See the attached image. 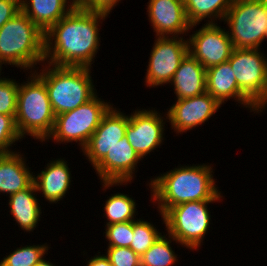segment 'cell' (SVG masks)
Here are the masks:
<instances>
[{"instance_id":"cb8c5ba5","label":"cell","mask_w":267,"mask_h":266,"mask_svg":"<svg viewBox=\"0 0 267 266\" xmlns=\"http://www.w3.org/2000/svg\"><path fill=\"white\" fill-rule=\"evenodd\" d=\"M108 197L103 209L107 219L106 225L137 220V204L133 197L119 192Z\"/></svg>"},{"instance_id":"d4e9b609","label":"cell","mask_w":267,"mask_h":266,"mask_svg":"<svg viewBox=\"0 0 267 266\" xmlns=\"http://www.w3.org/2000/svg\"><path fill=\"white\" fill-rule=\"evenodd\" d=\"M168 235V236H167ZM178 241L169 234L161 235L158 240L140 257L141 266H173L178 261V255L172 249L171 243Z\"/></svg>"},{"instance_id":"5b68a950","label":"cell","mask_w":267,"mask_h":266,"mask_svg":"<svg viewBox=\"0 0 267 266\" xmlns=\"http://www.w3.org/2000/svg\"><path fill=\"white\" fill-rule=\"evenodd\" d=\"M29 73L27 81L19 83L15 124L22 140L27 135L43 143L53 130L55 114L45 83Z\"/></svg>"},{"instance_id":"2e32d148","label":"cell","mask_w":267,"mask_h":266,"mask_svg":"<svg viewBox=\"0 0 267 266\" xmlns=\"http://www.w3.org/2000/svg\"><path fill=\"white\" fill-rule=\"evenodd\" d=\"M147 4V16L155 36L180 37L199 25L188 22L183 0H149Z\"/></svg>"},{"instance_id":"1f68e13d","label":"cell","mask_w":267,"mask_h":266,"mask_svg":"<svg viewBox=\"0 0 267 266\" xmlns=\"http://www.w3.org/2000/svg\"><path fill=\"white\" fill-rule=\"evenodd\" d=\"M121 0H75L76 7L88 10L110 14Z\"/></svg>"},{"instance_id":"ffe728a7","label":"cell","mask_w":267,"mask_h":266,"mask_svg":"<svg viewBox=\"0 0 267 266\" xmlns=\"http://www.w3.org/2000/svg\"><path fill=\"white\" fill-rule=\"evenodd\" d=\"M170 84L177 100L201 95L206 92V69L188 52Z\"/></svg>"},{"instance_id":"d6a6232c","label":"cell","mask_w":267,"mask_h":266,"mask_svg":"<svg viewBox=\"0 0 267 266\" xmlns=\"http://www.w3.org/2000/svg\"><path fill=\"white\" fill-rule=\"evenodd\" d=\"M21 11V0H0V28Z\"/></svg>"},{"instance_id":"603a6c76","label":"cell","mask_w":267,"mask_h":266,"mask_svg":"<svg viewBox=\"0 0 267 266\" xmlns=\"http://www.w3.org/2000/svg\"><path fill=\"white\" fill-rule=\"evenodd\" d=\"M183 2L188 22L193 25L200 24L203 20L207 21V24L217 23V19L222 22L234 0H183Z\"/></svg>"},{"instance_id":"9c48e42d","label":"cell","mask_w":267,"mask_h":266,"mask_svg":"<svg viewBox=\"0 0 267 266\" xmlns=\"http://www.w3.org/2000/svg\"><path fill=\"white\" fill-rule=\"evenodd\" d=\"M266 56L261 49L233 48L228 60L241 93L261 113L267 108Z\"/></svg>"},{"instance_id":"277c9868","label":"cell","mask_w":267,"mask_h":266,"mask_svg":"<svg viewBox=\"0 0 267 266\" xmlns=\"http://www.w3.org/2000/svg\"><path fill=\"white\" fill-rule=\"evenodd\" d=\"M41 66L33 72L45 83L55 116L76 109L97 94L91 68L48 63Z\"/></svg>"},{"instance_id":"d6986e66","label":"cell","mask_w":267,"mask_h":266,"mask_svg":"<svg viewBox=\"0 0 267 266\" xmlns=\"http://www.w3.org/2000/svg\"><path fill=\"white\" fill-rule=\"evenodd\" d=\"M24 157L19 150L0 153V194L9 196L28 188L34 182V173Z\"/></svg>"},{"instance_id":"52a82bcc","label":"cell","mask_w":267,"mask_h":266,"mask_svg":"<svg viewBox=\"0 0 267 266\" xmlns=\"http://www.w3.org/2000/svg\"><path fill=\"white\" fill-rule=\"evenodd\" d=\"M223 22L234 48L260 49L267 32V0H234Z\"/></svg>"},{"instance_id":"4316f807","label":"cell","mask_w":267,"mask_h":266,"mask_svg":"<svg viewBox=\"0 0 267 266\" xmlns=\"http://www.w3.org/2000/svg\"><path fill=\"white\" fill-rule=\"evenodd\" d=\"M133 236L130 248L140 257L158 240L162 235L153 223L144 219L133 220Z\"/></svg>"},{"instance_id":"8992f818","label":"cell","mask_w":267,"mask_h":266,"mask_svg":"<svg viewBox=\"0 0 267 266\" xmlns=\"http://www.w3.org/2000/svg\"><path fill=\"white\" fill-rule=\"evenodd\" d=\"M222 201H191L171 207L161 215L167 234L188 250H199L210 230L211 212L207 205Z\"/></svg>"},{"instance_id":"30bf717a","label":"cell","mask_w":267,"mask_h":266,"mask_svg":"<svg viewBox=\"0 0 267 266\" xmlns=\"http://www.w3.org/2000/svg\"><path fill=\"white\" fill-rule=\"evenodd\" d=\"M154 41L144 78L145 86L149 88L170 85L175 71L188 53V41L183 36H156Z\"/></svg>"},{"instance_id":"83f0119b","label":"cell","mask_w":267,"mask_h":266,"mask_svg":"<svg viewBox=\"0 0 267 266\" xmlns=\"http://www.w3.org/2000/svg\"><path fill=\"white\" fill-rule=\"evenodd\" d=\"M105 239L107 247H129L132 243L133 221L105 225Z\"/></svg>"},{"instance_id":"8fae6325","label":"cell","mask_w":267,"mask_h":266,"mask_svg":"<svg viewBox=\"0 0 267 266\" xmlns=\"http://www.w3.org/2000/svg\"><path fill=\"white\" fill-rule=\"evenodd\" d=\"M141 109L137 108L129 115L125 136L140 158L144 159L150 152H154L163 144L168 116L166 112L162 116L163 113L155 110V108L152 110L150 108Z\"/></svg>"},{"instance_id":"3957f363","label":"cell","mask_w":267,"mask_h":266,"mask_svg":"<svg viewBox=\"0 0 267 266\" xmlns=\"http://www.w3.org/2000/svg\"><path fill=\"white\" fill-rule=\"evenodd\" d=\"M44 61L45 34L20 11L0 28V65L33 72Z\"/></svg>"},{"instance_id":"4dcf8cb0","label":"cell","mask_w":267,"mask_h":266,"mask_svg":"<svg viewBox=\"0 0 267 266\" xmlns=\"http://www.w3.org/2000/svg\"><path fill=\"white\" fill-rule=\"evenodd\" d=\"M105 251L113 266H141L140 256L129 247H108Z\"/></svg>"},{"instance_id":"ba28073f","label":"cell","mask_w":267,"mask_h":266,"mask_svg":"<svg viewBox=\"0 0 267 266\" xmlns=\"http://www.w3.org/2000/svg\"><path fill=\"white\" fill-rule=\"evenodd\" d=\"M98 96L96 94L76 109L55 116L53 130L46 140L53 138L57 144L76 142L82 150L103 116L114 105Z\"/></svg>"},{"instance_id":"7c38bea8","label":"cell","mask_w":267,"mask_h":266,"mask_svg":"<svg viewBox=\"0 0 267 266\" xmlns=\"http://www.w3.org/2000/svg\"><path fill=\"white\" fill-rule=\"evenodd\" d=\"M188 52L207 70L227 62L233 45L225 28L217 23H205L189 35Z\"/></svg>"},{"instance_id":"f1b7e54d","label":"cell","mask_w":267,"mask_h":266,"mask_svg":"<svg viewBox=\"0 0 267 266\" xmlns=\"http://www.w3.org/2000/svg\"><path fill=\"white\" fill-rule=\"evenodd\" d=\"M19 83L15 79H0V113L15 116L17 111V95Z\"/></svg>"},{"instance_id":"d590c367","label":"cell","mask_w":267,"mask_h":266,"mask_svg":"<svg viewBox=\"0 0 267 266\" xmlns=\"http://www.w3.org/2000/svg\"><path fill=\"white\" fill-rule=\"evenodd\" d=\"M3 66L0 65V76H1V71H2ZM2 78V76L0 77V79Z\"/></svg>"},{"instance_id":"e575fe53","label":"cell","mask_w":267,"mask_h":266,"mask_svg":"<svg viewBox=\"0 0 267 266\" xmlns=\"http://www.w3.org/2000/svg\"><path fill=\"white\" fill-rule=\"evenodd\" d=\"M35 266H56L55 264H53L51 261L49 262V260H45V257L43 259H41Z\"/></svg>"},{"instance_id":"4fadbf2b","label":"cell","mask_w":267,"mask_h":266,"mask_svg":"<svg viewBox=\"0 0 267 266\" xmlns=\"http://www.w3.org/2000/svg\"><path fill=\"white\" fill-rule=\"evenodd\" d=\"M142 159L124 136L108 154L93 168L102 182V188L123 186L131 183L135 176L137 164Z\"/></svg>"},{"instance_id":"f546056e","label":"cell","mask_w":267,"mask_h":266,"mask_svg":"<svg viewBox=\"0 0 267 266\" xmlns=\"http://www.w3.org/2000/svg\"><path fill=\"white\" fill-rule=\"evenodd\" d=\"M21 139L15 124V116L0 113V153L14 152V149L10 148Z\"/></svg>"},{"instance_id":"484cf974","label":"cell","mask_w":267,"mask_h":266,"mask_svg":"<svg viewBox=\"0 0 267 266\" xmlns=\"http://www.w3.org/2000/svg\"><path fill=\"white\" fill-rule=\"evenodd\" d=\"M47 243L38 245H26L17 247L13 252L7 253L0 260V266H35L45 254H48L49 248Z\"/></svg>"},{"instance_id":"5bb4252c","label":"cell","mask_w":267,"mask_h":266,"mask_svg":"<svg viewBox=\"0 0 267 266\" xmlns=\"http://www.w3.org/2000/svg\"><path fill=\"white\" fill-rule=\"evenodd\" d=\"M221 104L208 92L175 101L167 109V122L176 134H183L195 127L202 126L220 109Z\"/></svg>"},{"instance_id":"e0dca14e","label":"cell","mask_w":267,"mask_h":266,"mask_svg":"<svg viewBox=\"0 0 267 266\" xmlns=\"http://www.w3.org/2000/svg\"><path fill=\"white\" fill-rule=\"evenodd\" d=\"M206 92L221 105L233 99L253 114L261 113L240 91L230 63L224 62L206 70ZM226 101V102H225Z\"/></svg>"},{"instance_id":"6da1fadb","label":"cell","mask_w":267,"mask_h":266,"mask_svg":"<svg viewBox=\"0 0 267 266\" xmlns=\"http://www.w3.org/2000/svg\"><path fill=\"white\" fill-rule=\"evenodd\" d=\"M107 17L106 13L75 6L45 33L44 63L93 67L101 42L100 26Z\"/></svg>"},{"instance_id":"44dd1931","label":"cell","mask_w":267,"mask_h":266,"mask_svg":"<svg viewBox=\"0 0 267 266\" xmlns=\"http://www.w3.org/2000/svg\"><path fill=\"white\" fill-rule=\"evenodd\" d=\"M8 206L11 216L18 227L24 232H33L42 218V208L37 199V189L34 182L26 189L8 196ZM39 200V201H38Z\"/></svg>"},{"instance_id":"9a60e30c","label":"cell","mask_w":267,"mask_h":266,"mask_svg":"<svg viewBox=\"0 0 267 266\" xmlns=\"http://www.w3.org/2000/svg\"><path fill=\"white\" fill-rule=\"evenodd\" d=\"M129 114L111 107L82 149L83 155L94 168L124 136Z\"/></svg>"},{"instance_id":"ac0fdd59","label":"cell","mask_w":267,"mask_h":266,"mask_svg":"<svg viewBox=\"0 0 267 266\" xmlns=\"http://www.w3.org/2000/svg\"><path fill=\"white\" fill-rule=\"evenodd\" d=\"M64 158H56L49 161L45 168L35 175L34 184L37 193H42V197L50 204L63 201L72 182L69 164Z\"/></svg>"},{"instance_id":"7402d4cb","label":"cell","mask_w":267,"mask_h":266,"mask_svg":"<svg viewBox=\"0 0 267 266\" xmlns=\"http://www.w3.org/2000/svg\"><path fill=\"white\" fill-rule=\"evenodd\" d=\"M75 6V0H21V11L44 34Z\"/></svg>"},{"instance_id":"836d02e7","label":"cell","mask_w":267,"mask_h":266,"mask_svg":"<svg viewBox=\"0 0 267 266\" xmlns=\"http://www.w3.org/2000/svg\"><path fill=\"white\" fill-rule=\"evenodd\" d=\"M99 253L101 252L98 251V255L96 254L94 257H91L87 261L86 266H113L105 254L101 255Z\"/></svg>"},{"instance_id":"7a4b0ae2","label":"cell","mask_w":267,"mask_h":266,"mask_svg":"<svg viewBox=\"0 0 267 266\" xmlns=\"http://www.w3.org/2000/svg\"><path fill=\"white\" fill-rule=\"evenodd\" d=\"M211 165H178L173 170L150 178L147 184L151 189V203L157 204V210L164 215L171 207L185 202L223 201Z\"/></svg>"}]
</instances>
